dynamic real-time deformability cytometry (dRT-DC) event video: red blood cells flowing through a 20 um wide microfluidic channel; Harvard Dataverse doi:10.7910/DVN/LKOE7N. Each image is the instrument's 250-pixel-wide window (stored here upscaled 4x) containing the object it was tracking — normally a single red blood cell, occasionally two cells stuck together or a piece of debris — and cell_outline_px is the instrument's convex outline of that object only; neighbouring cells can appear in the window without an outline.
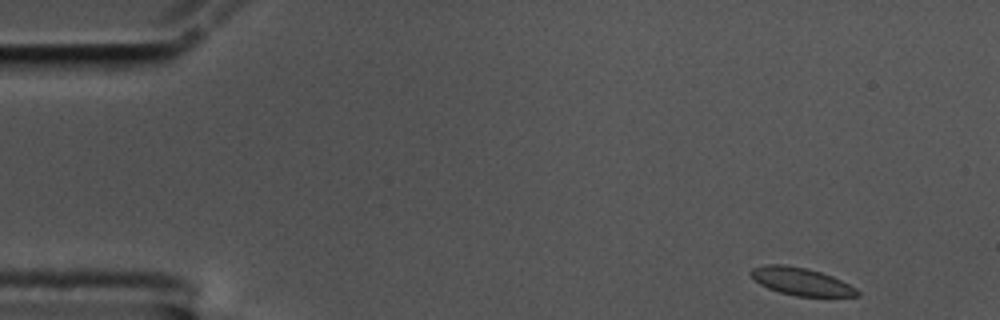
{"species": "common noctule bat (a hibernating species)", "species_latin": "Nyctalus noctula", "temperature_condition": "cold", "stored_images_in_passage": 54, "camera_frame_rate_fps": 3000, "um_per_image_px": 0.085, "animal": {"sex": "male", "body_mass_g": 17.5, "forearm_length_mm": 52.3}, "frame": {"image": 1, "passage_image": 1, "time_ms": 0.0, "image_size_px": [1000, 320], "cell_outline_px": [[860, 296], [796, 296], [780, 292], [768, 288], [760, 284], [748, 272], [752, 268], [764, 264], [784, 264], [808, 268], [832, 276], [856, 288], [860, 292]], "centroid_in_image_um": [68.08, 23.91], "position_along_channel_um": 16.9, "area_um2": 17.05}}
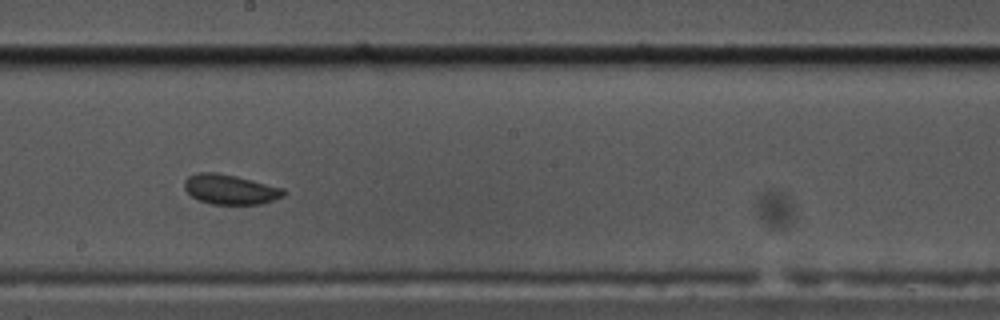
{"frame": {"image": 2, "passage_image": 28, "time_ms": 9.0, "image_size_px": [1000, 320], "cell_outline_px": [[288, 192], [284, 196], [260, 204], [212, 204], [200, 200], [192, 196], [184, 188], [184, 180], [188, 176], [196, 172], [216, 172], [236, 176], [284, 188]], "centroid_in_image_um": [19.57, 16.09], "position_along_channel_um": 228.6, "area_um2": 17.28}}
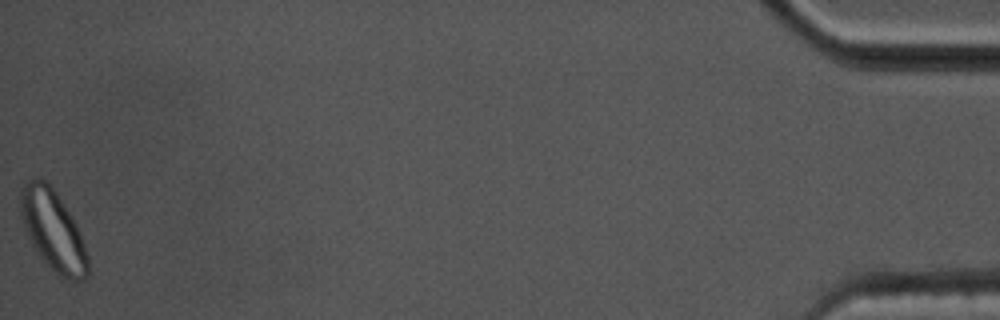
{"frame": {"image": 3, "passage_image": 54, "time_ms": 17.667, "image_size_px": [1000, 320], "cell_outline_px": [[88, 276], [84, 280], [68, 280], [60, 276], [36, 252], [24, 228], [20, 212], [20, 188], [24, 180], [36, 176], [40, 176], [52, 184], [72, 216], [76, 224], [84, 244], [88, 256]], "centroid_in_image_um": [4.48, 19.49], "position_along_channel_um": 430.7, "area_um2": 31.96}, "authors_computed_cell_mechanics": {"area_um2": 17.5134, "velocity_mm_per_s": 3.4611, "shape_relaxation_time_tau1_ms": 4.2644, "shape_relaxation_time_tau2_ms": null, "deformation_change_tau1": 0.0689, "deformation_change_tau2": null}}